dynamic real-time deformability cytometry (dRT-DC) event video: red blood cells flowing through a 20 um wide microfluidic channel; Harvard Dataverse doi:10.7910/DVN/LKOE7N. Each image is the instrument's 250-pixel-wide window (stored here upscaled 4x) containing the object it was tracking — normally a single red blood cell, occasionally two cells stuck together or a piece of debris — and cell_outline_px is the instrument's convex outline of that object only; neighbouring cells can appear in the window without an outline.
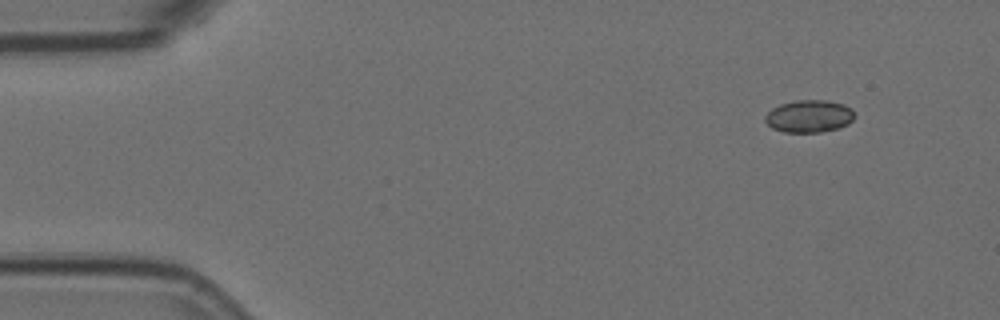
{"species": "Egyptian fruit bat (a non-hibernating species)", "species_latin": "Rousettus aegyptiacus", "temperature_condition": "room temperature", "stored_images_in_passage": 4, "camera_frame_rate_fps": 3000, "um_per_image_px": 0.085, "animal": {"sex": "female"}, "frame": {"image": 1, "passage_image": 1, "time_ms": 0.0, "image_size_px": [1000, 320], "cell_outline_px": [[856, 116], [848, 124], [836, 128], [820, 132], [784, 132], [772, 128], [764, 120], [764, 116], [772, 108], [780, 104], [796, 100], [828, 100], [844, 104], [852, 108]], "centroid_in_image_um": [68.78, 9.87], "position_along_channel_um": 16.2, "area_um2": 16.99}}
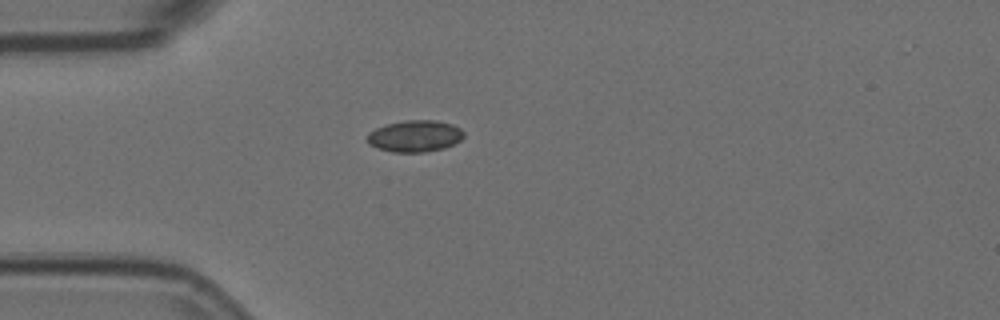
{"frame": {"image": 2, "passage_image": 3, "time_ms": 0.667, "image_size_px": [1000, 320], "cell_outline_px": [[464, 136], [460, 140], [444, 148], [424, 152], [392, 152], [376, 148], [368, 144], [368, 132], [376, 128], [388, 124], [404, 120], [436, 120], [452, 124], [460, 128], [464, 132]], "centroid_in_image_um": [35.26, 11.56], "position_along_channel_um": 49.7, "area_um2": 17.8}}